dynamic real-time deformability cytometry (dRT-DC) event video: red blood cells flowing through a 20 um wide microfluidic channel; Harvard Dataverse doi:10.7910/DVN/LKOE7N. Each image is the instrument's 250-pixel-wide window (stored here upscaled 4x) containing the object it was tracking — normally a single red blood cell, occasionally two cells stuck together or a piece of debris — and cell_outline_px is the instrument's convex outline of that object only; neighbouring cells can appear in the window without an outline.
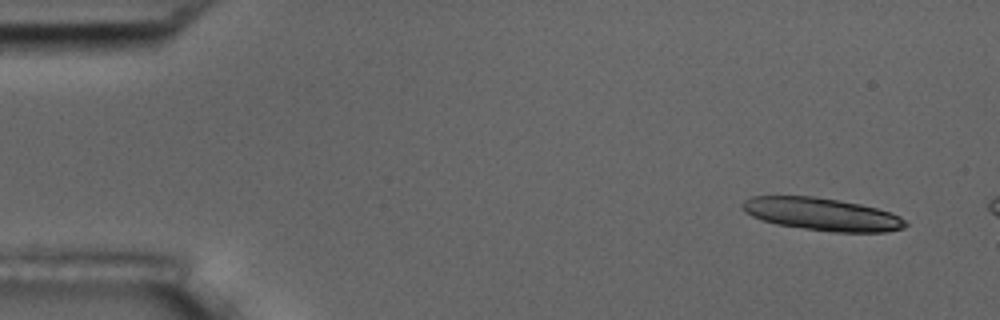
{"species": "common noctule bat (a hibernating species)", "species_latin": "Nyctalus noctula", "temperature_condition": "room temperature", "stored_images_in_passage": 3, "camera_frame_rate_fps": 3000, "um_per_image_px": 0.085, "animal": {"sex": "male", "body_mass_g": 17.5, "forearm_length_mm": 52.3}, "frame": {"image": 1, "passage_image": 1, "time_ms": 0.0, "image_size_px": [1000, 320], "cell_outline_px": [[908, 224], [904, 228], [884, 232], [836, 232], [804, 228], [776, 224], [752, 216], [744, 212], [740, 208], [740, 204], [744, 200], [752, 196], [816, 196], [860, 204], [876, 208], [900, 216]], "centroid_in_image_um": [69.83, 18.2], "position_along_channel_um": 15.2, "area_um2": 30.92}}